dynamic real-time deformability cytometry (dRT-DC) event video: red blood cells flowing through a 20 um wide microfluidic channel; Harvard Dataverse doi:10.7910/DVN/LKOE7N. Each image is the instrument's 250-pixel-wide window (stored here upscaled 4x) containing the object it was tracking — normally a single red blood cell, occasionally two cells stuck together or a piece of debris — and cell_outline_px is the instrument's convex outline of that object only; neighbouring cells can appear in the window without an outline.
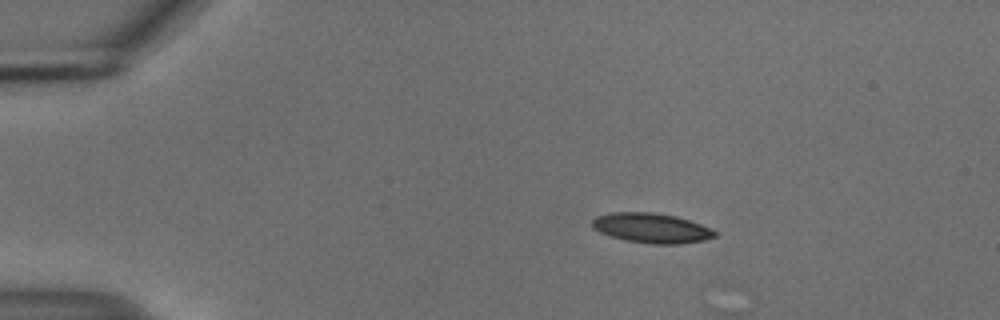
{"species": "common noctule bat (a hibernating species)", "species_latin": "Nyctalus noctula", "temperature_condition": "cold", "stored_images_in_passage": 5, "camera_frame_rate_fps": 3000, "um_per_image_px": 0.085, "animal": {"sex": "male", "body_mass_g": 18.8}, "frame": {"image": 1, "passage_image": 1, "time_ms": 0.0, "image_size_px": [1000, 320], "cell_outline_px": [[716, 236], [704, 240], [680, 244], [652, 244], [624, 240], [600, 232], [592, 228], [592, 220], [596, 216], [608, 212], [652, 212], [676, 216], [712, 228], [716, 232]], "centroid_in_image_um": [55.36, 19.38], "position_along_channel_um": 29.6, "area_um2": 21.39}}